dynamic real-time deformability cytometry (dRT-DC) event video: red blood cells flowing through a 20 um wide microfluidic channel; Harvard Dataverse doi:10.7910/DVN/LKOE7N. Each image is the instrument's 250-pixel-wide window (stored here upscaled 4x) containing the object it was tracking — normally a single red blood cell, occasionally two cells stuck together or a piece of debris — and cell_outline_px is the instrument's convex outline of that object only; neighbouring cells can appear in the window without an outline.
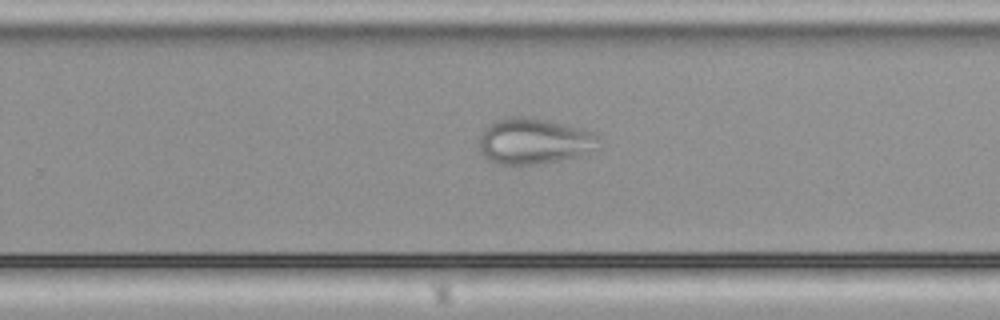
{"species": "common noctule bat (a hibernating species)", "species_latin": "Nyctalus noctula", "temperature_condition": "cold", "stored_images_in_passage": 45, "camera_frame_rate_fps": 3000, "um_per_image_px": 0.085, "animal": {"sex": "male", "body_mass_g": 21.5, "forearm_length_mm": 52.0}, "frame": {"image": 1, "passage_image": 26, "time_ms": 8.333, "image_size_px": [1000, 320], "cell_outline_px": [[596, 136], [580, 156], [536, 164], [496, 164], [488, 160], [480, 152], [480, 136], [488, 124], [496, 120], [512, 116], [524, 116], [544, 120], [580, 128], [596, 132]], "centroid_in_image_um": [45.24, 11.99], "position_along_channel_um": 284.6, "area_um2": 30.92}}
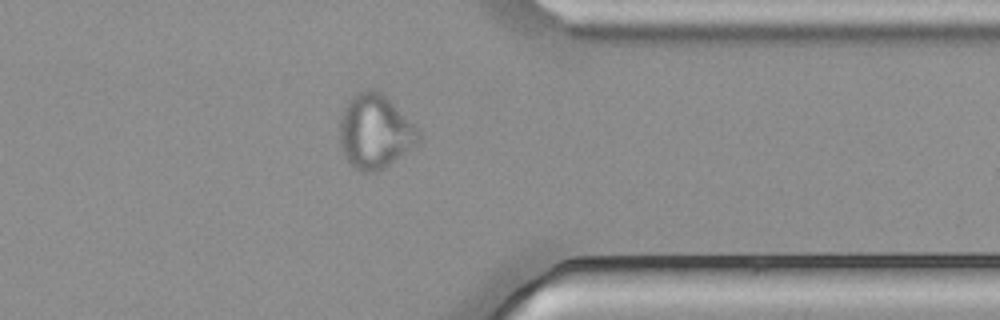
{"frame": {"image": 2, "passage_image": 34, "time_ms": 11.0, "image_size_px": [1000, 320], "cell_outline_px": [[420, 144], [384, 168], [376, 172], [360, 172], [348, 160], [340, 144], [340, 116], [348, 100], [356, 92], [364, 88], [372, 88], [380, 92], [420, 132]], "centroid_in_image_um": [31.87, 11.19], "position_along_channel_um": 379.5, "area_um2": 33.81}}
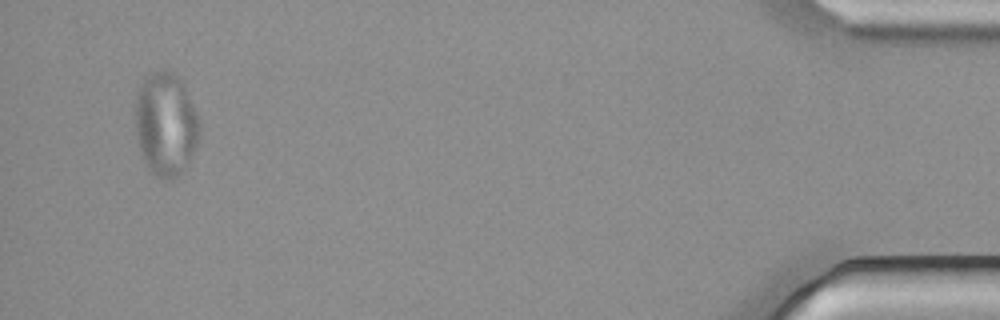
{"frame": {"image": 3, "passage_image": 43, "time_ms": 14.0, "image_size_px": [1000, 320], "cell_outline_px": [[200, 136], [188, 160], [176, 180], [164, 180], [156, 176], [148, 168], [140, 152], [136, 140], [132, 112], [136, 96], [140, 84], [152, 72], [172, 72], [180, 80], [184, 88], [200, 124]], "centroid_in_image_um": [14.01, 10.6], "position_along_channel_um": 421.2, "area_um2": 38.67}}